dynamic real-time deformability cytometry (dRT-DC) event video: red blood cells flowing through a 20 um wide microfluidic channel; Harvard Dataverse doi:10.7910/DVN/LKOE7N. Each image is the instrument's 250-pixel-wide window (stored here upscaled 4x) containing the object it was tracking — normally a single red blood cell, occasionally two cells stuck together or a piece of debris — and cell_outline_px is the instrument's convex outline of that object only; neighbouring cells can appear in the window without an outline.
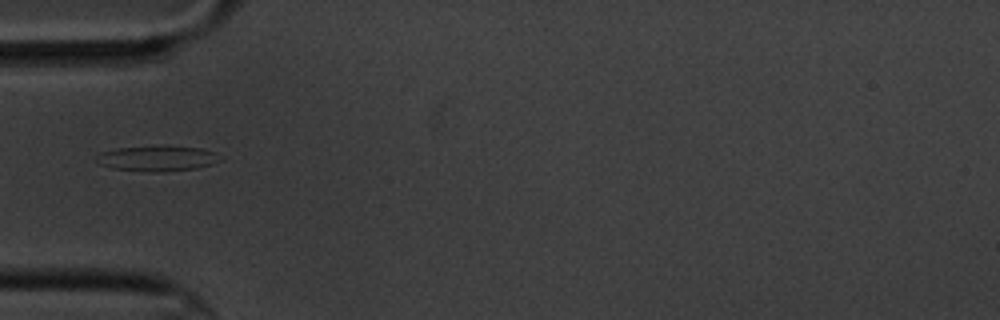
{"species": "common noctule bat (a hibernating species)", "species_latin": "Nyctalus noctula", "temperature_condition": "cold", "stored_images_in_passage": 11, "camera_frame_rate_fps": 3000, "um_per_image_px": 0.085, "animal": {"sex": "male", "body_mass_g": 20.1, "forearm_length_mm": 53.5}, "frame": {"image": 1, "passage_image": 5, "time_ms": 5.667, "image_size_px": [1000, 320], "cell_outline_px": [[224, 160], [212, 164], [196, 168], [164, 172], [152, 172], [112, 168], [96, 164], [96, 156], [100, 152], [116, 148], [164, 144], [200, 148], [216, 152], [224, 156]], "centroid_in_image_um": [13.41, 13.44], "position_along_channel_um": 71.6, "area_um2": 19.13}}
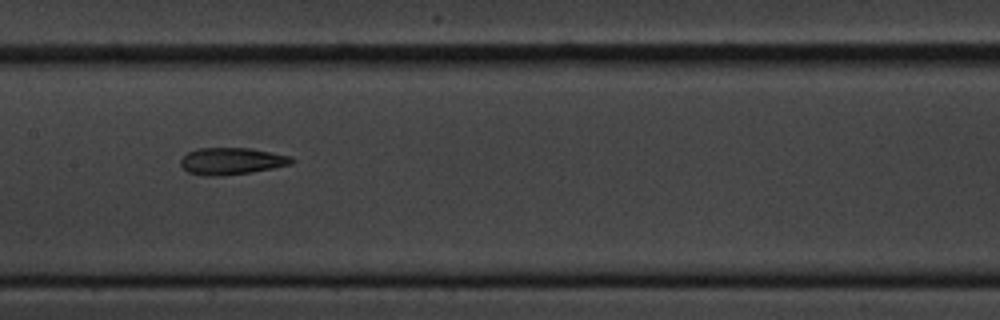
{"frame": {"image": 2, "passage_image": 8, "time_ms": 9.0, "image_size_px": [1000, 320], "cell_outline_px": [[296, 160], [292, 164], [252, 172], [220, 176], [208, 176], [188, 172], [180, 164], [180, 160], [188, 152], [196, 148], [252, 148], [292, 156]], "centroid_in_image_um": [19.72, 13.68], "position_along_channel_um": 187.7, "area_um2": 17.51}}
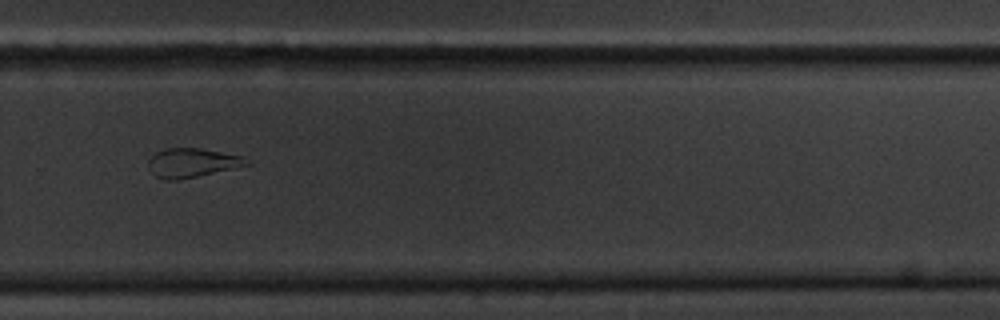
{"frame": {"image": 3, "passage_image": 11, "time_ms": 12.667, "image_size_px": [1000, 320], "cell_outline_px": [[252, 164], [196, 176], [176, 180], [164, 180], [156, 176], [152, 172], [148, 164], [148, 160], [156, 152], [164, 148], [200, 148], [240, 156], [252, 160]], "centroid_in_image_um": [16.33, 13.83], "position_along_channel_um": 313.5, "area_um2": 16.47}}